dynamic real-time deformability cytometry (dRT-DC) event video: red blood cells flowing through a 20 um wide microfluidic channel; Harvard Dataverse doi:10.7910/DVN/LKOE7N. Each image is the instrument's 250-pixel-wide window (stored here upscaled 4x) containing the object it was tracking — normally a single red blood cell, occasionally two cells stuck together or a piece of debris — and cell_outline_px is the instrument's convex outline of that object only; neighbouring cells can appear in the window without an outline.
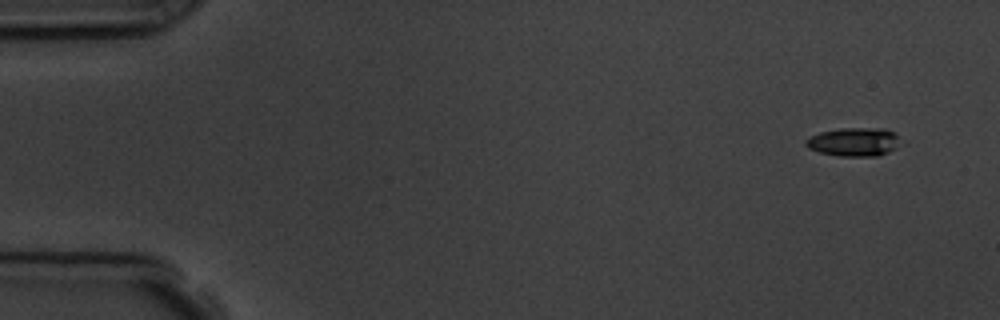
{"species": "common noctule bat (a hibernating species)", "species_latin": "Nyctalus noctula", "temperature_condition": "room temperature", "stored_images_in_passage": 3, "camera_frame_rate_fps": 3000, "um_per_image_px": 0.085, "animal": {"sex": "male", "body_mass_g": 19.5, "forearm_length_mm": 54.6}, "frame": {"image": 1, "passage_image": 1, "time_ms": 0.0, "image_size_px": [1000, 320], "cell_outline_px": [[896, 148], [888, 152], [876, 156], [836, 156], [820, 152], [808, 148], [804, 144], [804, 140], [808, 136], [820, 132], [840, 128], [888, 128], [896, 132]], "centroid_in_image_um": [72.52, 12.05], "position_along_channel_um": 12.5, "area_um2": 15.84}}